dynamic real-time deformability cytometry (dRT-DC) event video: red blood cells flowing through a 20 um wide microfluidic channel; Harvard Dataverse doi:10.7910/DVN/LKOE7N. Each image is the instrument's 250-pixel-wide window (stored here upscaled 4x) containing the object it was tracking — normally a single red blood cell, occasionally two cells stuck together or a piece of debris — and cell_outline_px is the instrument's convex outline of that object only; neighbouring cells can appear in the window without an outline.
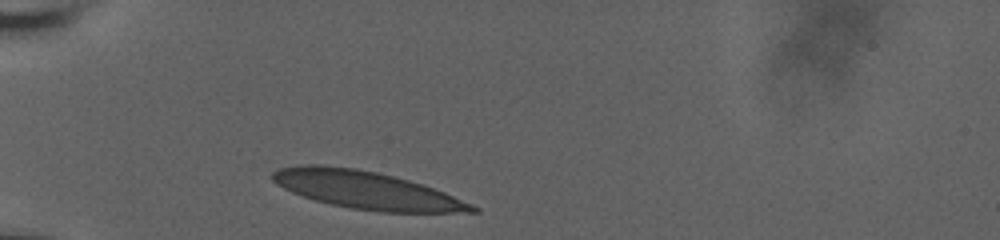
{"species": "human", "species_latin": "Homo sapiens", "temperature_condition": "room temperature", "stored_images_in_passage": 3, "camera_frame_rate_fps": 3000, "um_per_image_px": 0.085, "donor": {"sex": "male"}, "frame": {"image": 1, "passage_image": 1, "time_ms": 0.0, "image_size_px": [1000, 240], "cell_outline_px": [[480, 212], [380, 212], [352, 208], [332, 204], [316, 200], [292, 192], [276, 184], [268, 176], [276, 168], [300, 164], [320, 164], [356, 168], [376, 172], [408, 180], [444, 192], [472, 204], [480, 208]], "centroid_in_image_um": [31.08, 16.14], "position_along_channel_um": 53.9, "area_um2": 43.7}}
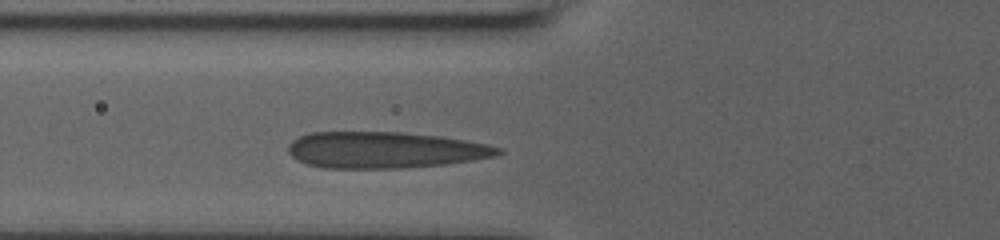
{"frame": {"image": 2, "passage_image": 3, "time_ms": 0.667, "image_size_px": [1000, 240], "cell_outline_px": [[504, 152], [496, 156], [448, 164], [400, 168], [324, 168], [308, 164], [296, 160], [288, 152], [288, 144], [292, 140], [308, 132], [400, 132], [440, 136], [488, 144], [504, 148]], "centroid_in_image_um": [32.72, 12.75], "position_along_channel_um": 93.1, "area_um2": 44.74}}